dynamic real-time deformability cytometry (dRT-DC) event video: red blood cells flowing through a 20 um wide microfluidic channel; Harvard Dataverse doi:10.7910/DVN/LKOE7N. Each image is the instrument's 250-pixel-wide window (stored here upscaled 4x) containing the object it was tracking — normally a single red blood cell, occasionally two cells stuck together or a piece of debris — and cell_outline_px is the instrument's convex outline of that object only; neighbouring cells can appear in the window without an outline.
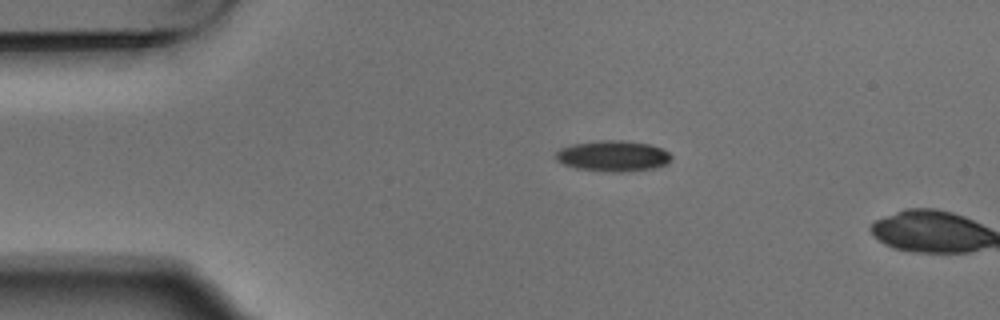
{"species": "Egyptian fruit bat (a non-hibernating species)", "species_latin": "Rousettus aegyptiacus", "temperature_condition": "warm", "stored_images_in_passage": 5, "camera_frame_rate_fps": 3000, "um_per_image_px": 0.085, "animal": {"sex": "male"}, "frame": {"image": 1, "passage_image": 5, "time_ms": 1.333, "image_size_px": [1000, 320], "cell_outline_px": [[672, 156], [668, 164], [656, 168], [620, 172], [612, 172], [576, 168], [564, 164], [556, 160], [556, 152], [560, 148], [572, 144], [600, 140], [624, 140], [652, 144], [668, 152]], "centroid_in_image_um": [52.13, 13.25], "position_along_channel_um": 32.9, "area_um2": 20.87}}